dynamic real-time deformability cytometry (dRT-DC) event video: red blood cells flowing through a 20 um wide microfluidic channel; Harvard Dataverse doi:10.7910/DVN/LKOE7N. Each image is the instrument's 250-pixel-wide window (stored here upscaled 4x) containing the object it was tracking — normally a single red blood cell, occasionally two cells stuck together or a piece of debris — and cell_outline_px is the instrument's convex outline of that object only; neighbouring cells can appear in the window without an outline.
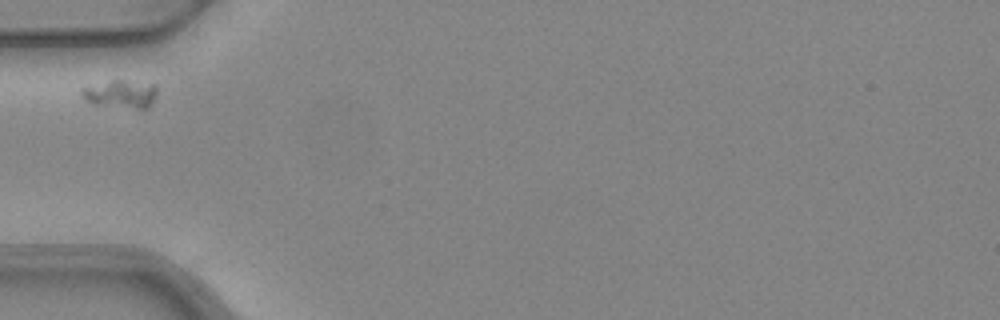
{"species": "common noctule bat (a hibernating species)", "species_latin": "Nyctalus noctula", "temperature_condition": "warm", "stored_images_in_passage": 4, "camera_frame_rate_fps": 3000, "um_per_image_px": 0.085, "animal": {"sex": "female", "body_mass_g": 24.6, "forearm_length_mm": 56.2}, "frame": {"image": 1, "passage_image": 1, "time_ms": 0.0, "image_size_px": [1000, 320], "cell_outline_px": [[156, 96], [152, 104], [144, 112], [92, 104], [84, 100], [80, 96], [80, 88], [112, 80], [124, 80], [156, 84]], "centroid_in_image_um": [10.28, 8.05], "position_along_channel_um": 74.7, "area_um2": 13.12}}
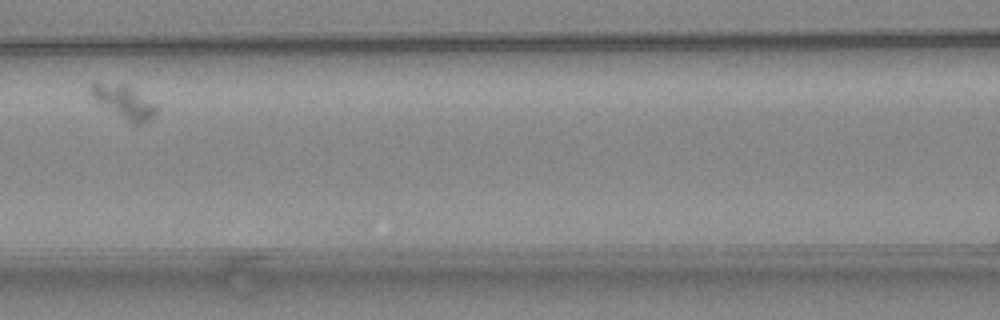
{"frame": {"image": 2, "passage_image": 3, "time_ms": 0.667, "image_size_px": [1000, 320], "cell_outline_px": [[156, 116], [140, 124], [132, 124], [100, 104], [92, 96], [88, 88], [96, 80], [128, 84], [156, 104]], "centroid_in_image_um": [10.52, 8.6], "position_along_channel_um": 156.1, "area_um2": 13.01}}
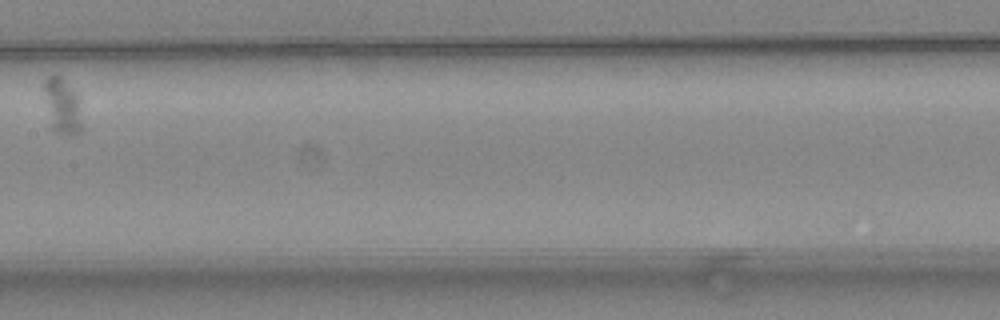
{"frame": {"image": 3, "passage_image": 4, "time_ms": 1.0, "image_size_px": [1000, 320], "cell_outline_px": [[84, 128], [80, 132], [60, 132], [52, 128], [40, 84], [48, 76], [60, 76], [80, 96]], "centroid_in_image_um": [5.31, 8.94], "position_along_channel_um": 202.1, "area_um2": 12.66}}